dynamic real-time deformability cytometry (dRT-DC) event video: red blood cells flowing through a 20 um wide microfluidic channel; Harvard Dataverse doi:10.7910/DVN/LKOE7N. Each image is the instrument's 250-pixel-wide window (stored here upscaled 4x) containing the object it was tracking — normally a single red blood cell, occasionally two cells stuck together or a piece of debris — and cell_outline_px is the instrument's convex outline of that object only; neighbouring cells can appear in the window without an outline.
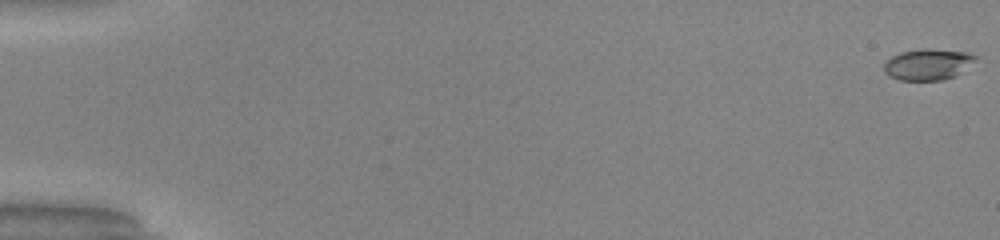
{"species": "common noctule bat (a hibernating species)", "species_latin": "Nyctalus noctula", "temperature_condition": "warm", "stored_images_in_passage": 47, "camera_frame_rate_fps": 3000, "um_per_image_px": 0.085, "animal": {"sex": "male", "body_mass_g": 20.0, "forearm_length_mm": 53.3}, "frame": {"image": 1, "passage_image": 1, "time_ms": 0.0, "image_size_px": [1000, 240], "cell_outline_px": [[980, 56], [976, 60], [956, 76], [944, 80], [900, 80], [888, 76], [884, 72], [884, 64], [892, 56], [900, 52], [924, 48], [928, 48], [968, 52]], "centroid_in_image_um": [78.9, 5.47], "position_along_channel_um": 6.1, "area_um2": 16.82}}
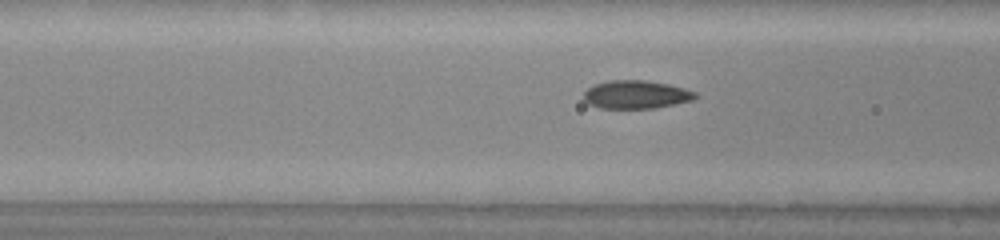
{"frame": {"image": 2, "passage_image": 22, "time_ms": 7.0, "image_size_px": [1000, 240], "cell_outline_px": [[700, 96], [692, 100], [656, 108], [600, 108], [588, 104], [584, 100], [584, 92], [588, 88], [596, 84], [608, 80], [644, 80], [668, 84], [684, 88], [696, 92]], "centroid_in_image_um": [54.08, 8.04], "position_along_channel_um": 112.5, "area_um2": 18.38}}
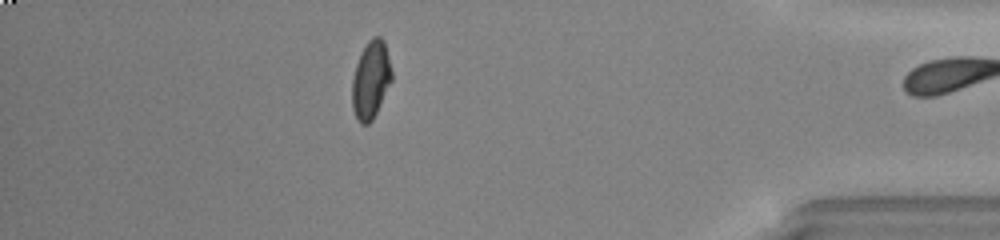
{"frame": {"image": 3, "passage_image": 46, "time_ms": 15.0, "image_size_px": [1000, 240], "cell_outline_px": [[392, 80], [372, 120], [368, 124], [360, 124], [352, 108], [352, 80], [356, 64], [360, 52], [368, 40], [372, 36], [380, 36], [384, 40], [392, 72]], "centroid_in_image_um": [31.51, 6.75], "position_along_channel_um": 403.7, "area_um2": 17.92}, "authors_computed_cell_mechanics": {"area_um2": 17.8602, "velocity_mm_per_s": 4.1145, "shape_relaxation_time_tau1_ms": 9.2138, "shape_relaxation_time_tau2_ms": null, "deformation_change_tau1": 0.262, "deformation_change_tau2": null}}